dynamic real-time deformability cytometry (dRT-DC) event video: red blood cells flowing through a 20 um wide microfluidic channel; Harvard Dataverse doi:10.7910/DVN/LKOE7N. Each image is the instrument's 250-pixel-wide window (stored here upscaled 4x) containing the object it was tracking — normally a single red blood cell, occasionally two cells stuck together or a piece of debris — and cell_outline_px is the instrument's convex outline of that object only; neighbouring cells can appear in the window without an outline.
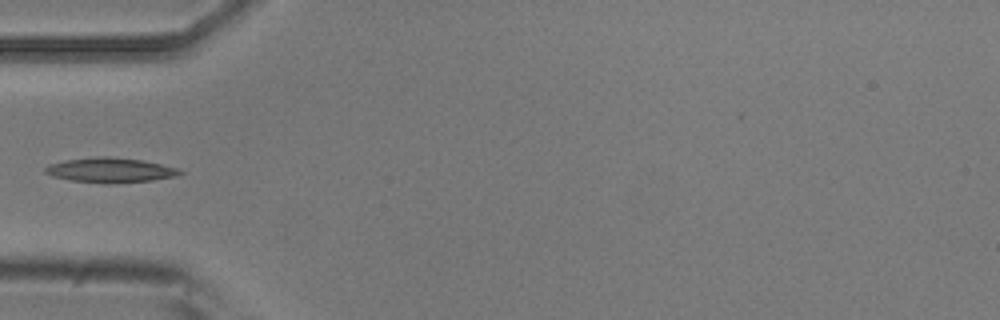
{"species": "common noctule bat (a hibernating species)", "species_latin": "Nyctalus noctula", "temperature_condition": "room temperature", "stored_images_in_passage": 1, "camera_frame_rate_fps": 3000, "um_per_image_px": 0.085, "animal": {"sex": "male", "body_mass_g": 20.5, "forearm_length_mm": 52.5}, "frame": {"image": 1, "passage_image": 1, "time_ms": 0.0, "image_size_px": [1000, 320], "cell_outline_px": [[184, 172], [176, 176], [152, 180], [72, 180], [52, 176], [44, 172], [44, 168], [48, 164], [68, 160], [96, 156], [108, 156], [140, 160], [160, 164], [176, 168]], "centroid_in_image_um": [9.34, 14.4], "position_along_channel_um": 75.7, "area_um2": 18.09}}